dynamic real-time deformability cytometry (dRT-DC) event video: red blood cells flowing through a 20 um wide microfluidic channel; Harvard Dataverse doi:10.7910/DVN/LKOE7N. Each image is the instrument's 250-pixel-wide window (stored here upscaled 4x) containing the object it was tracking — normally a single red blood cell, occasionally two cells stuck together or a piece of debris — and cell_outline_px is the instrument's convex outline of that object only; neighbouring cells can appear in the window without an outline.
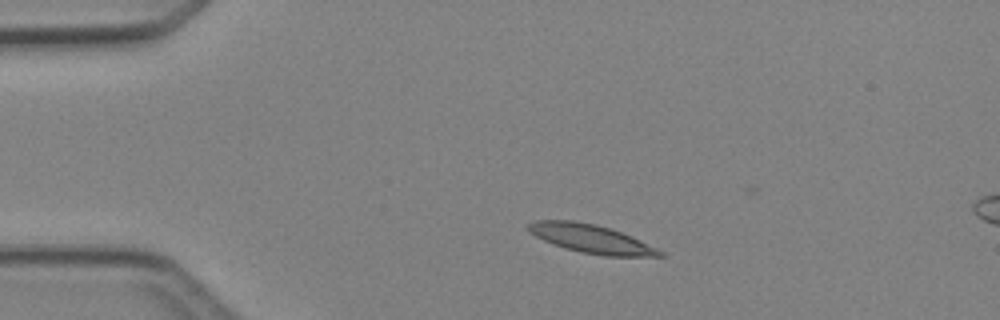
{"species": "Egyptian fruit bat (a non-hibernating species)", "species_latin": "Rousettus aegyptiacus", "temperature_condition": "cold", "stored_images_in_passage": 3, "segment_of_instrument_passage": [1, 2], "camera_frame_rate_fps": 3000, "um_per_image_px": 0.085, "animal": {"sex": "female"}, "frame": {"image": 1, "passage_image": 1, "time_ms": 0.0, "image_size_px": [1000, 320], "cell_outline_px": [[664, 256], [604, 256], [580, 252], [564, 248], [552, 244], [528, 232], [524, 228], [528, 224], [536, 220], [572, 220], [596, 224], [632, 236], [664, 252]], "centroid_in_image_um": [50.19, 20.29], "position_along_channel_um": 34.8, "area_um2": 21.85}}